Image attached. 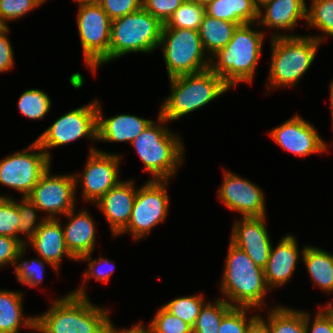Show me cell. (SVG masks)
Here are the masks:
<instances>
[{"instance_id":"cell-1","label":"cell","mask_w":333,"mask_h":333,"mask_svg":"<svg viewBox=\"0 0 333 333\" xmlns=\"http://www.w3.org/2000/svg\"><path fill=\"white\" fill-rule=\"evenodd\" d=\"M108 317L106 309L90 304L82 287L53 302L35 324L45 333H105Z\"/></svg>"},{"instance_id":"cell-2","label":"cell","mask_w":333,"mask_h":333,"mask_svg":"<svg viewBox=\"0 0 333 333\" xmlns=\"http://www.w3.org/2000/svg\"><path fill=\"white\" fill-rule=\"evenodd\" d=\"M170 81L172 93L164 101L158 115L161 123L193 112L230 89L210 68L199 73L175 76Z\"/></svg>"},{"instance_id":"cell-3","label":"cell","mask_w":333,"mask_h":333,"mask_svg":"<svg viewBox=\"0 0 333 333\" xmlns=\"http://www.w3.org/2000/svg\"><path fill=\"white\" fill-rule=\"evenodd\" d=\"M251 24H243L236 28L229 43L219 49L210 59V69L232 88L235 83L252 82L254 70L262 49L263 34L253 31Z\"/></svg>"},{"instance_id":"cell-4","label":"cell","mask_w":333,"mask_h":333,"mask_svg":"<svg viewBox=\"0 0 333 333\" xmlns=\"http://www.w3.org/2000/svg\"><path fill=\"white\" fill-rule=\"evenodd\" d=\"M222 278V293L234 302V307H259L268 292L264 269L230 241Z\"/></svg>"},{"instance_id":"cell-5","label":"cell","mask_w":333,"mask_h":333,"mask_svg":"<svg viewBox=\"0 0 333 333\" xmlns=\"http://www.w3.org/2000/svg\"><path fill=\"white\" fill-rule=\"evenodd\" d=\"M269 81L271 86L293 85L312 64L320 37L274 35Z\"/></svg>"},{"instance_id":"cell-6","label":"cell","mask_w":333,"mask_h":333,"mask_svg":"<svg viewBox=\"0 0 333 333\" xmlns=\"http://www.w3.org/2000/svg\"><path fill=\"white\" fill-rule=\"evenodd\" d=\"M163 24L143 7L112 20L109 61L129 52H151L160 45Z\"/></svg>"},{"instance_id":"cell-7","label":"cell","mask_w":333,"mask_h":333,"mask_svg":"<svg viewBox=\"0 0 333 333\" xmlns=\"http://www.w3.org/2000/svg\"><path fill=\"white\" fill-rule=\"evenodd\" d=\"M160 124L149 126L131 144L135 147L153 180H168L182 163L183 146L179 138ZM180 162V163H179Z\"/></svg>"},{"instance_id":"cell-8","label":"cell","mask_w":333,"mask_h":333,"mask_svg":"<svg viewBox=\"0 0 333 333\" xmlns=\"http://www.w3.org/2000/svg\"><path fill=\"white\" fill-rule=\"evenodd\" d=\"M161 44L169 78L199 73L210 67V58L209 63L203 58L205 50L198 31L162 28Z\"/></svg>"},{"instance_id":"cell-9","label":"cell","mask_w":333,"mask_h":333,"mask_svg":"<svg viewBox=\"0 0 333 333\" xmlns=\"http://www.w3.org/2000/svg\"><path fill=\"white\" fill-rule=\"evenodd\" d=\"M85 61L92 71L109 61L110 17L99 3L80 5L77 17Z\"/></svg>"},{"instance_id":"cell-10","label":"cell","mask_w":333,"mask_h":333,"mask_svg":"<svg viewBox=\"0 0 333 333\" xmlns=\"http://www.w3.org/2000/svg\"><path fill=\"white\" fill-rule=\"evenodd\" d=\"M35 149L40 151L27 152ZM50 160V154L44 151L37 141H34L25 151L14 153L0 161V183L18 190L27 197L42 175L50 168Z\"/></svg>"},{"instance_id":"cell-11","label":"cell","mask_w":333,"mask_h":333,"mask_svg":"<svg viewBox=\"0 0 333 333\" xmlns=\"http://www.w3.org/2000/svg\"><path fill=\"white\" fill-rule=\"evenodd\" d=\"M166 182L168 180L151 179L137 190L130 221L120 234L130 231L137 240L165 220L169 205Z\"/></svg>"},{"instance_id":"cell-12","label":"cell","mask_w":333,"mask_h":333,"mask_svg":"<svg viewBox=\"0 0 333 333\" xmlns=\"http://www.w3.org/2000/svg\"><path fill=\"white\" fill-rule=\"evenodd\" d=\"M97 103L74 109L58 118L36 141L45 151L81 137L97 140Z\"/></svg>"},{"instance_id":"cell-13","label":"cell","mask_w":333,"mask_h":333,"mask_svg":"<svg viewBox=\"0 0 333 333\" xmlns=\"http://www.w3.org/2000/svg\"><path fill=\"white\" fill-rule=\"evenodd\" d=\"M48 169L27 196L41 211L50 213L46 218L54 219V214H67L74 209V194L77 176H50Z\"/></svg>"},{"instance_id":"cell-14","label":"cell","mask_w":333,"mask_h":333,"mask_svg":"<svg viewBox=\"0 0 333 333\" xmlns=\"http://www.w3.org/2000/svg\"><path fill=\"white\" fill-rule=\"evenodd\" d=\"M119 156L110 155L92 148L83 177V197L96 203L112 187L120 181L117 180Z\"/></svg>"},{"instance_id":"cell-15","label":"cell","mask_w":333,"mask_h":333,"mask_svg":"<svg viewBox=\"0 0 333 333\" xmlns=\"http://www.w3.org/2000/svg\"><path fill=\"white\" fill-rule=\"evenodd\" d=\"M224 178L219 196L229 209L241 212L243 218L265 216L262 190L229 171H225Z\"/></svg>"},{"instance_id":"cell-16","label":"cell","mask_w":333,"mask_h":333,"mask_svg":"<svg viewBox=\"0 0 333 333\" xmlns=\"http://www.w3.org/2000/svg\"><path fill=\"white\" fill-rule=\"evenodd\" d=\"M270 136L282 148L300 157L327 150L314 127L299 116L273 129Z\"/></svg>"},{"instance_id":"cell-17","label":"cell","mask_w":333,"mask_h":333,"mask_svg":"<svg viewBox=\"0 0 333 333\" xmlns=\"http://www.w3.org/2000/svg\"><path fill=\"white\" fill-rule=\"evenodd\" d=\"M265 219V216L243 218L242 223H235L231 236V242L262 269L267 265L272 247Z\"/></svg>"},{"instance_id":"cell-18","label":"cell","mask_w":333,"mask_h":333,"mask_svg":"<svg viewBox=\"0 0 333 333\" xmlns=\"http://www.w3.org/2000/svg\"><path fill=\"white\" fill-rule=\"evenodd\" d=\"M133 185L132 181H121L97 201L115 236L119 235L130 221L137 194V188L135 190Z\"/></svg>"},{"instance_id":"cell-19","label":"cell","mask_w":333,"mask_h":333,"mask_svg":"<svg viewBox=\"0 0 333 333\" xmlns=\"http://www.w3.org/2000/svg\"><path fill=\"white\" fill-rule=\"evenodd\" d=\"M293 236L286 235L275 249L271 247L267 265L264 268L266 285L281 286L292 276L299 260L298 247Z\"/></svg>"},{"instance_id":"cell-20","label":"cell","mask_w":333,"mask_h":333,"mask_svg":"<svg viewBox=\"0 0 333 333\" xmlns=\"http://www.w3.org/2000/svg\"><path fill=\"white\" fill-rule=\"evenodd\" d=\"M45 219V220H44ZM37 232L30 239L41 258L58 270L61 258L65 254L75 259L67 250L64 240L63 227L56 218H44Z\"/></svg>"},{"instance_id":"cell-21","label":"cell","mask_w":333,"mask_h":333,"mask_svg":"<svg viewBox=\"0 0 333 333\" xmlns=\"http://www.w3.org/2000/svg\"><path fill=\"white\" fill-rule=\"evenodd\" d=\"M100 103H97V139L113 142H132L152 122L133 115L121 114L103 119Z\"/></svg>"},{"instance_id":"cell-22","label":"cell","mask_w":333,"mask_h":333,"mask_svg":"<svg viewBox=\"0 0 333 333\" xmlns=\"http://www.w3.org/2000/svg\"><path fill=\"white\" fill-rule=\"evenodd\" d=\"M69 224L63 228L64 240L67 250L79 260L83 255L90 254L95 244V226L92 218L86 211L74 216V209L69 211Z\"/></svg>"},{"instance_id":"cell-23","label":"cell","mask_w":333,"mask_h":333,"mask_svg":"<svg viewBox=\"0 0 333 333\" xmlns=\"http://www.w3.org/2000/svg\"><path fill=\"white\" fill-rule=\"evenodd\" d=\"M265 7V15L259 9L258 21L276 29H293L299 18L306 20L307 6L304 0H269L260 8ZM263 16V17H261Z\"/></svg>"},{"instance_id":"cell-24","label":"cell","mask_w":333,"mask_h":333,"mask_svg":"<svg viewBox=\"0 0 333 333\" xmlns=\"http://www.w3.org/2000/svg\"><path fill=\"white\" fill-rule=\"evenodd\" d=\"M209 17L237 25L251 24L259 17V8L253 0H213L205 7Z\"/></svg>"},{"instance_id":"cell-25","label":"cell","mask_w":333,"mask_h":333,"mask_svg":"<svg viewBox=\"0 0 333 333\" xmlns=\"http://www.w3.org/2000/svg\"><path fill=\"white\" fill-rule=\"evenodd\" d=\"M239 25L226 20L216 19L204 15L198 33L204 50L214 55L219 49L224 48Z\"/></svg>"},{"instance_id":"cell-26","label":"cell","mask_w":333,"mask_h":333,"mask_svg":"<svg viewBox=\"0 0 333 333\" xmlns=\"http://www.w3.org/2000/svg\"><path fill=\"white\" fill-rule=\"evenodd\" d=\"M21 301V293L0 291V333H18L22 324L30 328L35 325V317L22 318Z\"/></svg>"},{"instance_id":"cell-27","label":"cell","mask_w":333,"mask_h":333,"mask_svg":"<svg viewBox=\"0 0 333 333\" xmlns=\"http://www.w3.org/2000/svg\"><path fill=\"white\" fill-rule=\"evenodd\" d=\"M302 256L315 284L325 291H333V255L315 247H306Z\"/></svg>"},{"instance_id":"cell-28","label":"cell","mask_w":333,"mask_h":333,"mask_svg":"<svg viewBox=\"0 0 333 333\" xmlns=\"http://www.w3.org/2000/svg\"><path fill=\"white\" fill-rule=\"evenodd\" d=\"M234 307L231 302L217 299L215 304L210 302L203 305L193 326V333H218L223 317Z\"/></svg>"},{"instance_id":"cell-29","label":"cell","mask_w":333,"mask_h":333,"mask_svg":"<svg viewBox=\"0 0 333 333\" xmlns=\"http://www.w3.org/2000/svg\"><path fill=\"white\" fill-rule=\"evenodd\" d=\"M205 14V6L192 0H186L163 24L162 28L198 31Z\"/></svg>"},{"instance_id":"cell-30","label":"cell","mask_w":333,"mask_h":333,"mask_svg":"<svg viewBox=\"0 0 333 333\" xmlns=\"http://www.w3.org/2000/svg\"><path fill=\"white\" fill-rule=\"evenodd\" d=\"M272 311H269L268 320L270 333H306L304 312L284 307H277Z\"/></svg>"},{"instance_id":"cell-31","label":"cell","mask_w":333,"mask_h":333,"mask_svg":"<svg viewBox=\"0 0 333 333\" xmlns=\"http://www.w3.org/2000/svg\"><path fill=\"white\" fill-rule=\"evenodd\" d=\"M51 100L46 93L37 89L26 90L19 98L20 112L28 118L42 119L51 108Z\"/></svg>"},{"instance_id":"cell-32","label":"cell","mask_w":333,"mask_h":333,"mask_svg":"<svg viewBox=\"0 0 333 333\" xmlns=\"http://www.w3.org/2000/svg\"><path fill=\"white\" fill-rule=\"evenodd\" d=\"M203 303L202 295H197L192 297L176 298L163 307L168 312L193 327L196 323L197 317L199 316L200 309L204 305Z\"/></svg>"},{"instance_id":"cell-33","label":"cell","mask_w":333,"mask_h":333,"mask_svg":"<svg viewBox=\"0 0 333 333\" xmlns=\"http://www.w3.org/2000/svg\"><path fill=\"white\" fill-rule=\"evenodd\" d=\"M310 8L306 10L309 25L333 36V0H312Z\"/></svg>"},{"instance_id":"cell-34","label":"cell","mask_w":333,"mask_h":333,"mask_svg":"<svg viewBox=\"0 0 333 333\" xmlns=\"http://www.w3.org/2000/svg\"><path fill=\"white\" fill-rule=\"evenodd\" d=\"M19 214L18 203L11 198L0 196V235L18 239Z\"/></svg>"},{"instance_id":"cell-35","label":"cell","mask_w":333,"mask_h":333,"mask_svg":"<svg viewBox=\"0 0 333 333\" xmlns=\"http://www.w3.org/2000/svg\"><path fill=\"white\" fill-rule=\"evenodd\" d=\"M150 333H193V327L161 307L149 324Z\"/></svg>"},{"instance_id":"cell-36","label":"cell","mask_w":333,"mask_h":333,"mask_svg":"<svg viewBox=\"0 0 333 333\" xmlns=\"http://www.w3.org/2000/svg\"><path fill=\"white\" fill-rule=\"evenodd\" d=\"M45 0H0V23L7 27V20H14L43 4Z\"/></svg>"},{"instance_id":"cell-37","label":"cell","mask_w":333,"mask_h":333,"mask_svg":"<svg viewBox=\"0 0 333 333\" xmlns=\"http://www.w3.org/2000/svg\"><path fill=\"white\" fill-rule=\"evenodd\" d=\"M248 307H233L222 319L218 333H246L248 326L258 317H251L246 322Z\"/></svg>"},{"instance_id":"cell-38","label":"cell","mask_w":333,"mask_h":333,"mask_svg":"<svg viewBox=\"0 0 333 333\" xmlns=\"http://www.w3.org/2000/svg\"><path fill=\"white\" fill-rule=\"evenodd\" d=\"M35 210H39L38 207L28 198L23 197L22 203H18V214H19V226L18 233L23 232L28 236L27 238L30 240L33 235L40 228L41 223H37L36 226V213ZM34 225V227H33Z\"/></svg>"},{"instance_id":"cell-39","label":"cell","mask_w":333,"mask_h":333,"mask_svg":"<svg viewBox=\"0 0 333 333\" xmlns=\"http://www.w3.org/2000/svg\"><path fill=\"white\" fill-rule=\"evenodd\" d=\"M44 262L40 259L21 262L15 266L16 277L22 284H28L30 287L36 286L42 282L44 272Z\"/></svg>"},{"instance_id":"cell-40","label":"cell","mask_w":333,"mask_h":333,"mask_svg":"<svg viewBox=\"0 0 333 333\" xmlns=\"http://www.w3.org/2000/svg\"><path fill=\"white\" fill-rule=\"evenodd\" d=\"M186 0H143L142 7L165 24Z\"/></svg>"},{"instance_id":"cell-41","label":"cell","mask_w":333,"mask_h":333,"mask_svg":"<svg viewBox=\"0 0 333 333\" xmlns=\"http://www.w3.org/2000/svg\"><path fill=\"white\" fill-rule=\"evenodd\" d=\"M143 0H99V4L111 20L136 12Z\"/></svg>"},{"instance_id":"cell-42","label":"cell","mask_w":333,"mask_h":333,"mask_svg":"<svg viewBox=\"0 0 333 333\" xmlns=\"http://www.w3.org/2000/svg\"><path fill=\"white\" fill-rule=\"evenodd\" d=\"M25 245L13 237L0 235V267L9 262L15 265L18 258L24 254Z\"/></svg>"},{"instance_id":"cell-43","label":"cell","mask_w":333,"mask_h":333,"mask_svg":"<svg viewBox=\"0 0 333 333\" xmlns=\"http://www.w3.org/2000/svg\"><path fill=\"white\" fill-rule=\"evenodd\" d=\"M326 308V310L323 309L324 312L319 310L315 316L316 318L312 324L311 333H333V306L329 303ZM309 318V315L304 313L306 333H309Z\"/></svg>"},{"instance_id":"cell-44","label":"cell","mask_w":333,"mask_h":333,"mask_svg":"<svg viewBox=\"0 0 333 333\" xmlns=\"http://www.w3.org/2000/svg\"><path fill=\"white\" fill-rule=\"evenodd\" d=\"M86 260L88 259L89 261L91 260L90 264H88L90 272H86L85 273V278H89L91 275L92 277L96 278V280H100V281H107L110 278L111 274L113 273V264L111 262H109L108 259H104V258H99L98 261L96 260H92L91 259V253L87 254V255H83L79 260ZM102 262L105 263V266L102 265ZM107 264V265H106ZM98 265L97 268H95V266ZM109 266V268L107 267ZM108 268L106 271L101 270L100 268Z\"/></svg>"},{"instance_id":"cell-45","label":"cell","mask_w":333,"mask_h":333,"mask_svg":"<svg viewBox=\"0 0 333 333\" xmlns=\"http://www.w3.org/2000/svg\"><path fill=\"white\" fill-rule=\"evenodd\" d=\"M8 27H4L0 31V73L6 72L13 66V51L12 45L8 38L5 36L8 32Z\"/></svg>"},{"instance_id":"cell-46","label":"cell","mask_w":333,"mask_h":333,"mask_svg":"<svg viewBox=\"0 0 333 333\" xmlns=\"http://www.w3.org/2000/svg\"><path fill=\"white\" fill-rule=\"evenodd\" d=\"M246 333H270L268 323L263 318L258 317L248 326Z\"/></svg>"},{"instance_id":"cell-47","label":"cell","mask_w":333,"mask_h":333,"mask_svg":"<svg viewBox=\"0 0 333 333\" xmlns=\"http://www.w3.org/2000/svg\"><path fill=\"white\" fill-rule=\"evenodd\" d=\"M105 333H150V330H148L147 328L144 329L143 325L141 323L137 324V326H134L128 330H126V329L117 330V329L113 328L111 321H109Z\"/></svg>"},{"instance_id":"cell-48","label":"cell","mask_w":333,"mask_h":333,"mask_svg":"<svg viewBox=\"0 0 333 333\" xmlns=\"http://www.w3.org/2000/svg\"><path fill=\"white\" fill-rule=\"evenodd\" d=\"M79 2L80 5L99 3V0H74Z\"/></svg>"},{"instance_id":"cell-49","label":"cell","mask_w":333,"mask_h":333,"mask_svg":"<svg viewBox=\"0 0 333 333\" xmlns=\"http://www.w3.org/2000/svg\"><path fill=\"white\" fill-rule=\"evenodd\" d=\"M330 93H331V95H330V98H331V102H330V104H331V109H332V116H333V82L332 83H330Z\"/></svg>"},{"instance_id":"cell-50","label":"cell","mask_w":333,"mask_h":333,"mask_svg":"<svg viewBox=\"0 0 333 333\" xmlns=\"http://www.w3.org/2000/svg\"><path fill=\"white\" fill-rule=\"evenodd\" d=\"M195 2H198L199 4L203 5V6H207L209 3H211L213 0H192Z\"/></svg>"},{"instance_id":"cell-51","label":"cell","mask_w":333,"mask_h":333,"mask_svg":"<svg viewBox=\"0 0 333 333\" xmlns=\"http://www.w3.org/2000/svg\"><path fill=\"white\" fill-rule=\"evenodd\" d=\"M269 0H253L254 4L260 9V5L262 6L264 3H266Z\"/></svg>"},{"instance_id":"cell-52","label":"cell","mask_w":333,"mask_h":333,"mask_svg":"<svg viewBox=\"0 0 333 333\" xmlns=\"http://www.w3.org/2000/svg\"><path fill=\"white\" fill-rule=\"evenodd\" d=\"M32 329H36V330H38L39 332H41V333H45L42 329H40L36 324L32 327Z\"/></svg>"},{"instance_id":"cell-53","label":"cell","mask_w":333,"mask_h":333,"mask_svg":"<svg viewBox=\"0 0 333 333\" xmlns=\"http://www.w3.org/2000/svg\"><path fill=\"white\" fill-rule=\"evenodd\" d=\"M4 28V26L0 23V31Z\"/></svg>"}]
</instances>
